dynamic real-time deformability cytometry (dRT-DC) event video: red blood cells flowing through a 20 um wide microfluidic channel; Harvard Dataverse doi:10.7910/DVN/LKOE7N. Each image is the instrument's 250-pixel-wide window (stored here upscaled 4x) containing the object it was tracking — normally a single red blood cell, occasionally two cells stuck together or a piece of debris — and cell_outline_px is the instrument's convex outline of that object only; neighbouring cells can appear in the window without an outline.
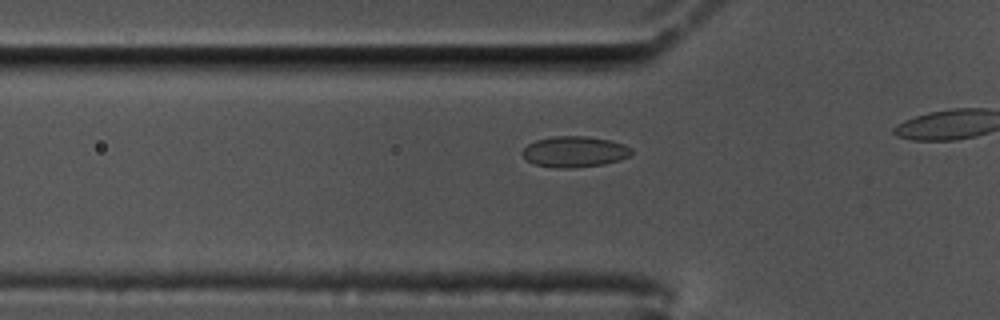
{"species": "common noctule bat (a hibernating species)", "species_latin": "Nyctalus noctula", "temperature_condition": "cold", "stored_images_in_passage": 21, "camera_frame_rate_fps": 3000, "um_per_image_px": 0.085, "animal": {"sex": "male", "body_mass_g": 17.5, "forearm_length_mm": 52.3}, "frame": {"image": 1, "passage_image": 15, "time_ms": 4.667, "image_size_px": [1000, 320], "cell_outline_px": [[632, 152], [628, 156], [620, 160], [604, 164], [572, 168], [556, 168], [532, 164], [520, 152], [528, 144], [536, 140], [552, 136], [588, 136], [608, 140], [624, 144], [632, 148]], "centroid_in_image_um": [48.82, 12.9], "position_along_channel_um": 77.0, "area_um2": 19.71}}